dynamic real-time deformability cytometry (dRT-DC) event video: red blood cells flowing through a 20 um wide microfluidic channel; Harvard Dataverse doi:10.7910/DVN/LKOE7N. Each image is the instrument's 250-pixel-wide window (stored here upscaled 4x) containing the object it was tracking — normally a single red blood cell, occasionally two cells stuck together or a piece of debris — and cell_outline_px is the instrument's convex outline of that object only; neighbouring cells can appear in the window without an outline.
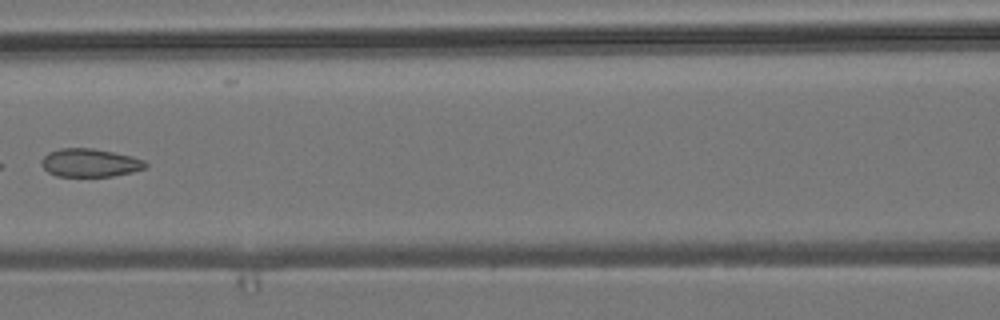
{"species": "common noctule bat (a hibernating species)", "species_latin": "Nyctalus noctula", "temperature_condition": "room temperature", "stored_images_in_passage": 6, "camera_frame_rate_fps": 3000, "um_per_image_px": 0.085, "animal": {"sex": "male", "body_mass_g": 19.2, "forearm_length_mm": 51.8}, "frame": {"image": 1, "passage_image": 5, "time_ms": 5.667, "image_size_px": [1000, 320], "cell_outline_px": [[148, 164], [144, 168], [132, 172], [112, 176], [56, 176], [48, 172], [40, 164], [40, 160], [48, 152], [60, 148], [92, 148], [132, 156], [144, 160]], "centroid_in_image_um": [7.61, 13.83], "position_along_channel_um": 159.0, "area_um2": 17.11}}
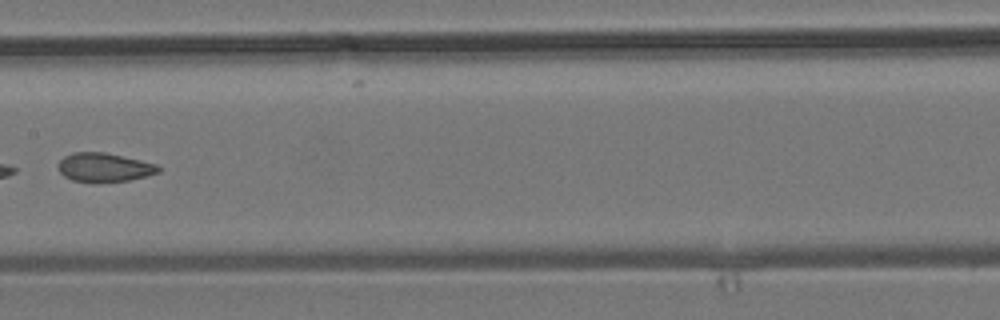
{"frame": {"image": 2, "passage_image": 6, "time_ms": 6.667, "image_size_px": [1000, 320], "cell_outline_px": [[160, 172], [128, 180], [72, 180], [64, 176], [60, 172], [56, 164], [64, 156], [72, 152], [104, 152], [140, 160], [156, 164], [160, 168]], "centroid_in_image_um": [8.82, 14.18], "position_along_channel_um": 198.6, "area_um2": 16.3}}